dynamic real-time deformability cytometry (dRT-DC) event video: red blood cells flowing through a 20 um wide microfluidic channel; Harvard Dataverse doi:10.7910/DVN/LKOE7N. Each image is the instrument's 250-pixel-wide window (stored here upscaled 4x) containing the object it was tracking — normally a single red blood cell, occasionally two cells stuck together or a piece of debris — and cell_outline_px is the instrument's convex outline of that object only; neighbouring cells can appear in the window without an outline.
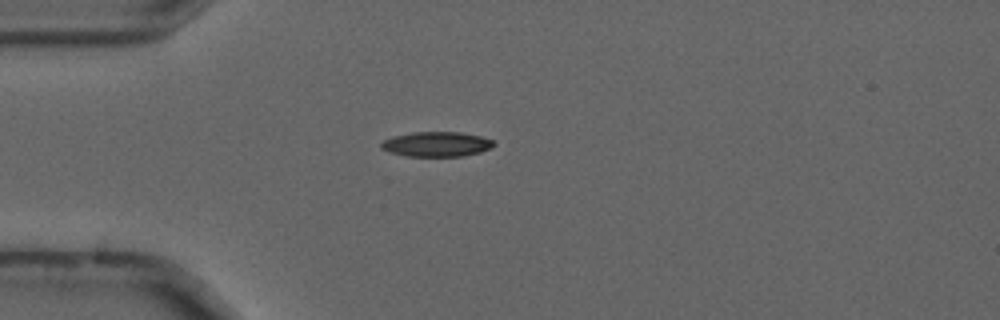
{"species": "common noctule bat (a hibernating species)", "species_latin": "Nyctalus noctula", "temperature_condition": "cold", "stored_images_in_passage": 10, "camera_frame_rate_fps": 3000, "um_per_image_px": 0.085, "animal": {"sex": "male", "forearm_length_mm": 52.5}, "frame": {"image": 1, "passage_image": 5, "time_ms": 1.333, "image_size_px": [1000, 320], "cell_outline_px": [[496, 144], [492, 148], [480, 152], [460, 156], [408, 156], [392, 152], [380, 148], [380, 144], [384, 140], [392, 136], [412, 132], [460, 132], [480, 136], [492, 140]], "centroid_in_image_um": [37.12, 12.25], "position_along_channel_um": 47.9, "area_um2": 16.24}}
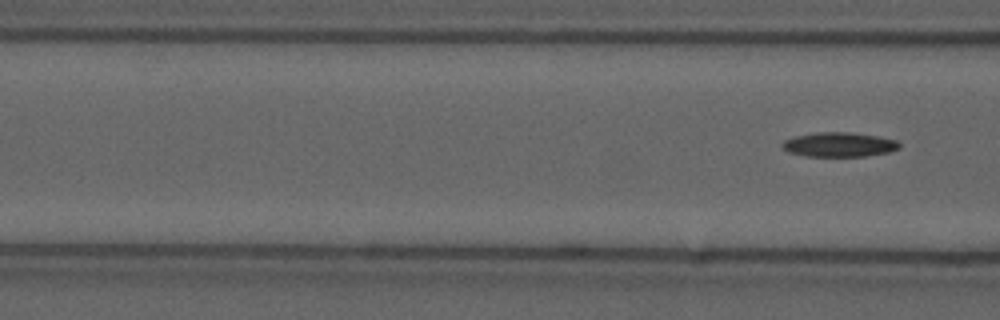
{"frame": {"image": 2, "passage_image": 10, "time_ms": 3.0, "image_size_px": [1000, 320], "cell_outline_px": [[900, 148], [888, 152], [864, 156], [808, 156], [788, 152], [780, 144], [784, 140], [796, 136], [816, 132], [848, 132], [880, 136], [896, 140], [900, 144]], "centroid_in_image_um": [71.33, 12.28], "position_along_channel_um": 95.3, "area_um2": 16.65}}